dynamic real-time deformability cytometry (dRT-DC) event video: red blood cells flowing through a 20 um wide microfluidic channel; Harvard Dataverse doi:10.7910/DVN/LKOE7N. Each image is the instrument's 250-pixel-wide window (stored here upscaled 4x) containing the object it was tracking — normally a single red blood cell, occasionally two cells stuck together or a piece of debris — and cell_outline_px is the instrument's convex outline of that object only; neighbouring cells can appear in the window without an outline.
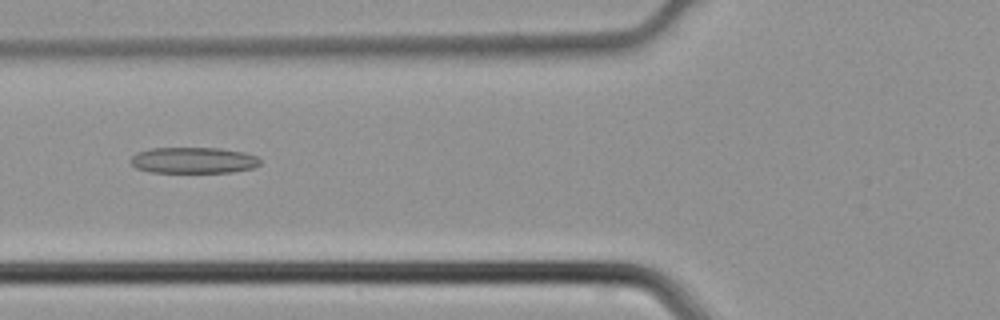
{"species": "common noctule bat (a hibernating species)", "species_latin": "Nyctalus noctula", "temperature_condition": "cold", "stored_images_in_passage": 44, "camera_frame_rate_fps": 3000, "um_per_image_px": 0.085, "animal": {"sex": "male", "body_mass_g": 21.5, "forearm_length_mm": 52.0}, "frame": {"image": 1, "passage_image": 17, "time_ms": 5.333, "image_size_px": [1000, 320], "cell_outline_px": [[260, 164], [252, 168], [232, 172], [148, 172], [136, 168], [128, 160], [136, 152], [152, 148], [220, 148], [244, 152], [256, 156], [260, 160]], "centroid_in_image_um": [16.41, 13.62], "position_along_channel_um": 109.4, "area_um2": 19.77}}
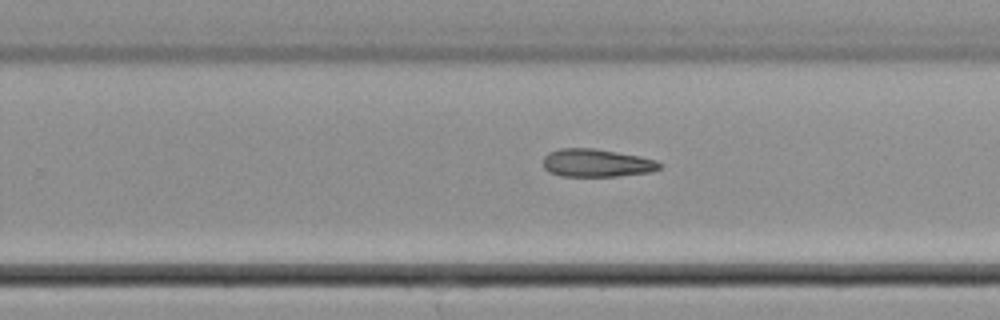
{"frame": {"image": 2, "passage_image": 28, "time_ms": 9.0, "image_size_px": [1000, 320], "cell_outline_px": [[660, 168], [652, 172], [616, 176], [560, 176], [548, 172], [544, 168], [544, 156], [548, 152], [560, 148], [592, 148], [640, 156], [656, 160], [660, 164]], "centroid_in_image_um": [50.68, 13.85], "position_along_channel_um": 279.1, "area_um2": 18.96}}
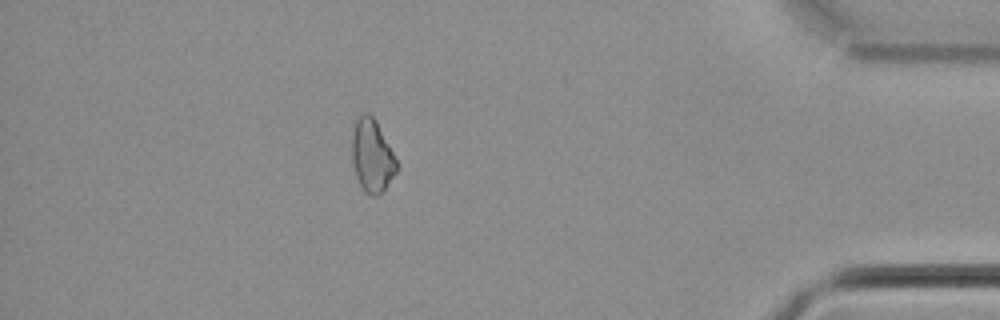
{"frame": {"image": 3, "passage_image": 39, "time_ms": 12.667, "image_size_px": [1000, 320], "cell_outline_px": [[396, 172], [384, 192], [380, 196], [372, 196], [364, 192], [356, 176], [352, 164], [352, 132], [356, 120], [364, 112], [368, 112], [376, 120], [396, 160]], "centroid_in_image_um": [31.6, 13.28], "position_along_channel_um": 403.6, "area_um2": 18.96}}